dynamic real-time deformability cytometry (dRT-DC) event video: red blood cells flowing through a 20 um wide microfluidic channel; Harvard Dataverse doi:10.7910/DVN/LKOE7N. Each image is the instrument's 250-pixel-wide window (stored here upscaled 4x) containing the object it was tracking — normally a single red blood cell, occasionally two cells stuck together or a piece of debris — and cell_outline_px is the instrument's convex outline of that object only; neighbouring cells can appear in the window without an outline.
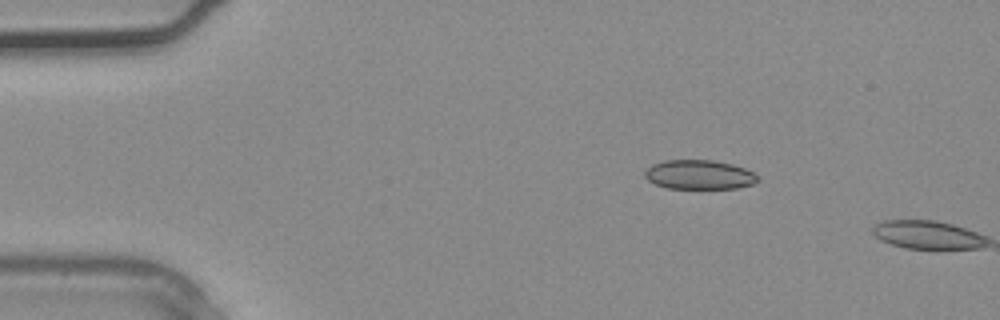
{"species": "common noctule bat (a hibernating species)", "species_latin": "Nyctalus noctula", "temperature_condition": "warm", "stored_images_in_passage": 2, "camera_frame_rate_fps": 3000, "um_per_image_px": 0.085, "animal": {"sex": "male", "body_mass_g": 20.4}, "frame": {"image": 1, "passage_image": 1, "time_ms": 0.0, "image_size_px": [1000, 320], "cell_outline_px": [[760, 180], [752, 184], [736, 188], [668, 188], [656, 184], [648, 180], [644, 176], [644, 172], [652, 164], [664, 160], [712, 160], [732, 164], [744, 168], [760, 176]], "centroid_in_image_um": [59.44, 14.84], "position_along_channel_um": 25.6, "area_um2": 19.25}}